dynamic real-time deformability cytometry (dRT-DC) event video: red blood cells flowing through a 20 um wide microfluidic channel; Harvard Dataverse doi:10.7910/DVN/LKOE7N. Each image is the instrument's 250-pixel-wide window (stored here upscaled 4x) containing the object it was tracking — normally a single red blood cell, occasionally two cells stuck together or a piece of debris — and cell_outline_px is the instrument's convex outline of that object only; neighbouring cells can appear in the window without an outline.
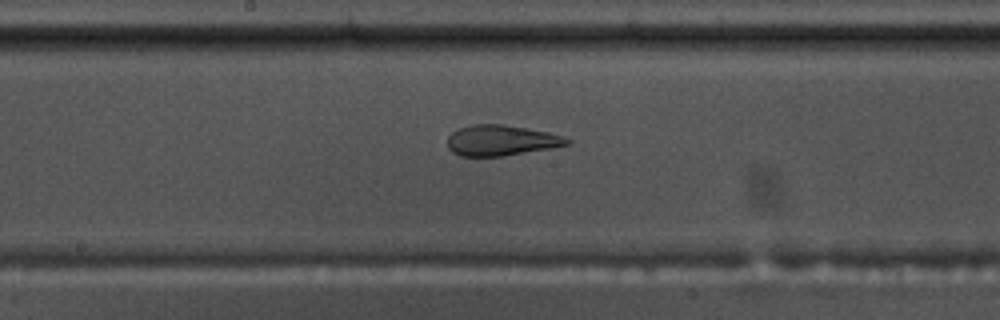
{"species": "common noctule bat (a hibernating species)", "species_latin": "Nyctalus noctula", "temperature_condition": "warm", "stored_images_in_passage": 46, "camera_frame_rate_fps": 3000, "um_per_image_px": 0.085, "animal": {"sex": "male", "body_mass_g": 17.5, "forearm_length_mm": 52.3}, "frame": {"image": 1, "passage_image": 20, "time_ms": 6.333, "image_size_px": [1000, 320], "cell_outline_px": [[572, 140], [568, 144], [552, 148], [500, 156], [460, 156], [452, 152], [448, 148], [448, 136], [456, 128], [472, 124], [504, 124], [548, 132], [564, 136]], "centroid_in_image_um": [42.57, 11.92], "position_along_channel_um": 205.6, "area_um2": 21.39}}
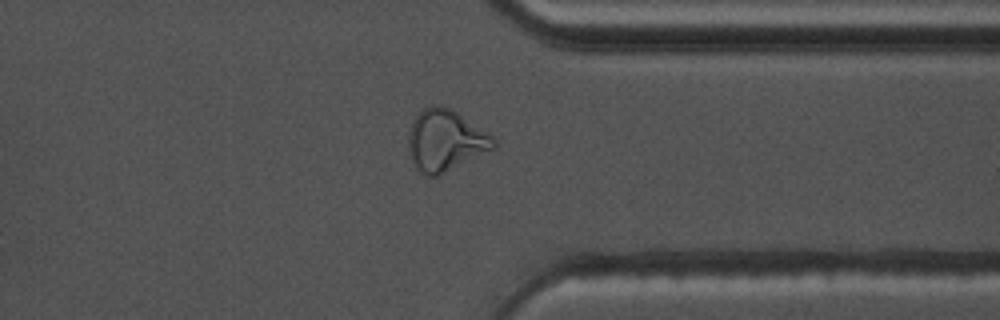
{"frame": {"image": 2, "passage_image": 34, "time_ms": 11.0, "image_size_px": [1000, 320], "cell_outline_px": [[496, 148], [440, 176], [428, 176], [420, 172], [416, 168], [412, 160], [408, 144], [408, 136], [412, 124], [416, 116], [424, 108], [436, 104], [452, 108], [488, 132], [496, 140]], "centroid_in_image_um": [37.89, 11.95], "position_along_channel_um": 373.5, "area_um2": 30.69}}
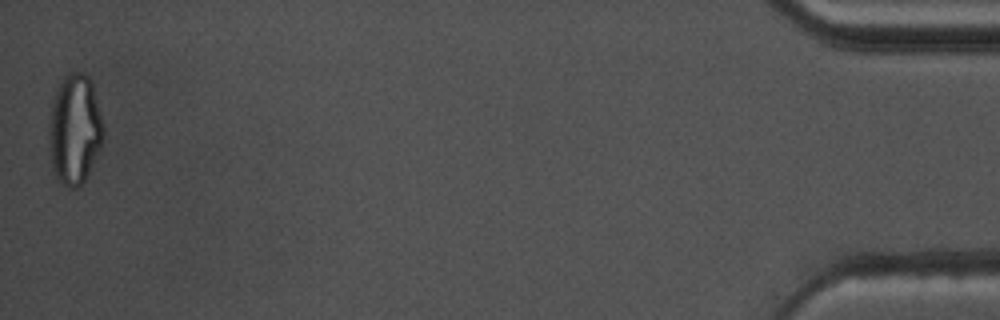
{"frame": {"image": 3, "passage_image": 46, "time_ms": 15.0, "image_size_px": [1000, 320], "cell_outline_px": [[104, 136], [100, 148], [84, 180], [76, 188], [68, 188], [56, 176], [52, 164], [48, 136], [48, 124], [52, 100], [64, 76], [72, 72], [84, 72], [92, 80], [104, 132]], "centroid_in_image_um": [6.34, 10.96], "position_along_channel_um": 428.9, "area_um2": 34.62}, "authors_computed_cell_mechanics": {"area_um2": 24.1604, "velocity_mm_per_s": 3.6503, "shape_relaxation_time_tau1_ms": null, "shape_relaxation_time_tau2_ms": 1.3307, "deformation_change_tau1": null, "deformation_change_tau2": 0.1092}}